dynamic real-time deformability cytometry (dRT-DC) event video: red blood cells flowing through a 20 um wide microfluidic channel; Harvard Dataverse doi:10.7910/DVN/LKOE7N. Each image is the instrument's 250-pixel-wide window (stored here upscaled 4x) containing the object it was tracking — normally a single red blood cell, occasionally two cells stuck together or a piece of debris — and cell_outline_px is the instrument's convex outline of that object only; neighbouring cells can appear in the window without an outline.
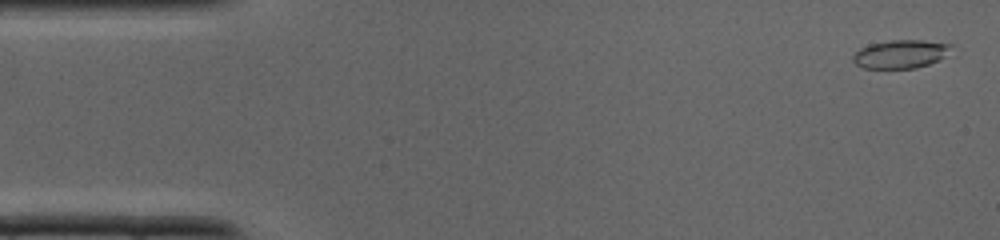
{"species": "common noctule bat (a hibernating species)", "species_latin": "Nyctalus noctula", "temperature_condition": "cold", "stored_images_in_passage": 36, "camera_frame_rate_fps": 3000, "um_per_image_px": 0.085, "animal": {"sex": "male", "body_mass_g": 19.0, "forearm_length_mm": 50.8}, "frame": {"image": 1, "passage_image": 1, "time_ms": 0.0, "image_size_px": [1000, 240], "cell_outline_px": [[956, 44], [936, 60], [928, 64], [916, 68], [864, 68], [856, 64], [852, 60], [852, 56], [860, 48], [868, 44], [892, 40], [920, 40]], "centroid_in_image_um": [76.5, 4.58], "position_along_channel_um": 8.5, "area_um2": 16.01}}
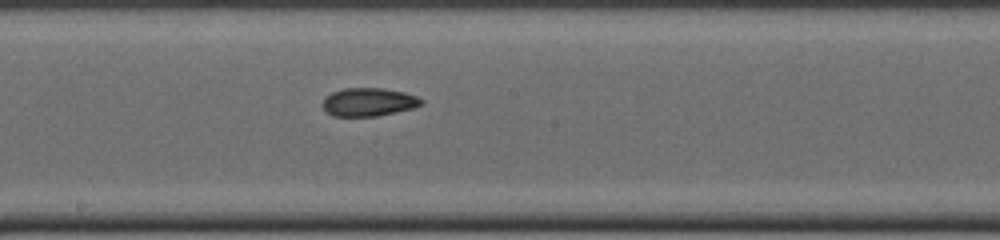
{"frame": {"image": 2, "passage_image": 19, "time_ms": 6.0, "image_size_px": [1000, 240], "cell_outline_px": [[424, 104], [416, 108], [376, 116], [332, 116], [324, 112], [324, 96], [332, 92], [344, 88], [380, 88], [404, 92], [416, 96], [424, 100]], "centroid_in_image_um": [31.35, 8.68], "position_along_channel_um": 216.9, "area_um2": 16.42}}
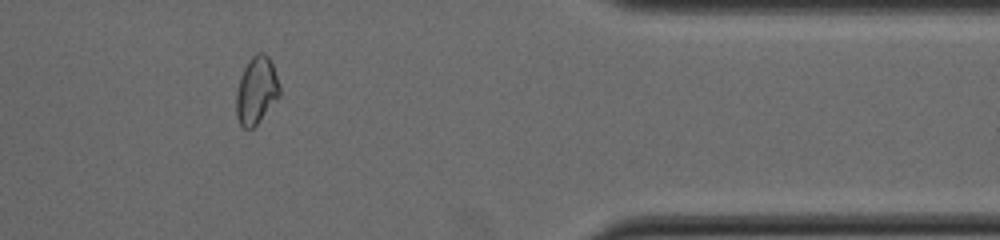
{"frame": {"image": 3, "passage_image": 30, "time_ms": 9.667, "image_size_px": [1000, 240], "cell_outline_px": [[280, 96], [256, 124], [252, 128], [244, 128], [240, 124], [236, 116], [236, 92], [240, 76], [248, 60], [256, 52], [264, 52], [268, 56], [272, 64], [280, 88]], "centroid_in_image_um": [21.78, 7.67], "position_along_channel_um": 389.6, "area_um2": 16.94}}